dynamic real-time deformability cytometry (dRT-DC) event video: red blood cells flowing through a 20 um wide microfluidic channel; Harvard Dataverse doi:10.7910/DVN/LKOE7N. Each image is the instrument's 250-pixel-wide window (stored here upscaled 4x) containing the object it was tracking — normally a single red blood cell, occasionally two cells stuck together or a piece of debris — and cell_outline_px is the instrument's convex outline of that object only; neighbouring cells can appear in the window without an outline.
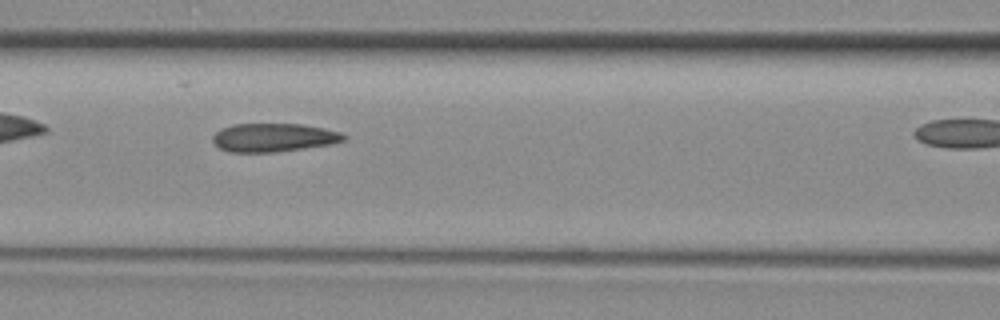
{"species": "common noctule bat (a hibernating species)", "species_latin": "Nyctalus noctula", "temperature_condition": "room temperature", "stored_images_in_passage": 16, "camera_frame_rate_fps": 3000, "um_per_image_px": 0.085, "animal": {"sex": "female", "body_mass_g": 29.2, "forearm_length_mm": 56.3}, "frame": {"image": 1, "passage_image": 7, "time_ms": 2.0, "image_size_px": [1000, 320], "cell_outline_px": [[348, 136], [344, 140], [328, 144], [272, 152], [228, 152], [220, 148], [212, 140], [212, 136], [220, 128], [232, 124], [300, 124], [324, 128], [340, 132]], "centroid_in_image_um": [23.21, 11.68], "position_along_channel_um": 143.4, "area_um2": 21.5}}
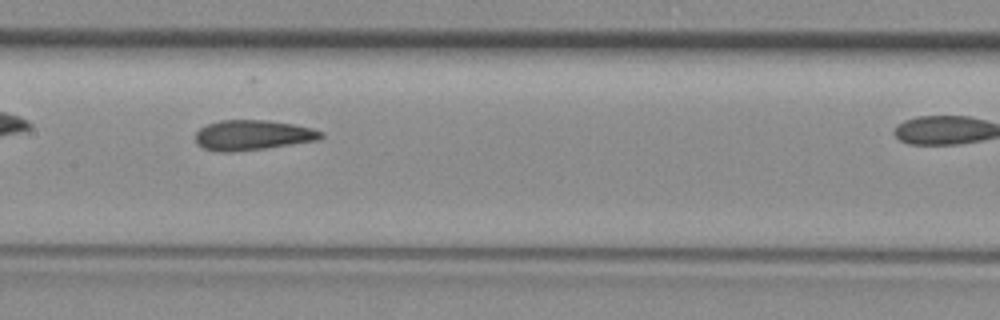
{"frame": {"image": 2, "passage_image": 10, "time_ms": 3.0, "image_size_px": [1000, 320], "cell_outline_px": [[324, 136], [316, 140], [292, 144], [264, 148], [228, 152], [220, 152], [204, 148], [196, 140], [196, 132], [200, 128], [208, 124], [220, 120], [268, 120], [292, 124], [312, 128], [324, 132]], "centroid_in_image_um": [21.49, 11.47], "position_along_channel_um": 185.9, "area_um2": 21.73}}